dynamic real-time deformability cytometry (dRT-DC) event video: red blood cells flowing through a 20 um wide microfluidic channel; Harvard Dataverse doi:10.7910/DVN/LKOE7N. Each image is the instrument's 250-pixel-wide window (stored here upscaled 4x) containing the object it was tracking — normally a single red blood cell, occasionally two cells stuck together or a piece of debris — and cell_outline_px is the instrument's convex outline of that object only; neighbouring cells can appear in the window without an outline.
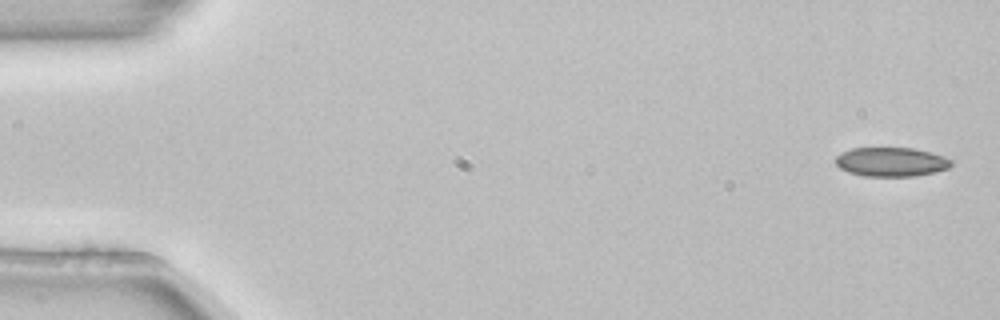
{"species": "common noctule bat (a hibernating species)", "species_latin": "Nyctalus noctula", "temperature_condition": "room temperature", "stored_images_in_passage": 4, "camera_frame_rate_fps": 3000, "um_per_image_px": 0.085, "animal": {"sex": "female", "body_mass_g": 22.7, "forearm_length_mm": 54.2}, "frame": {"image": 1, "passage_image": 1, "time_ms": 0.0, "image_size_px": [1000, 320], "cell_outline_px": [[952, 164], [948, 168], [936, 172], [916, 176], [864, 176], [848, 172], [840, 168], [836, 164], [836, 156], [852, 148], [916, 148], [944, 156], [952, 160]], "centroid_in_image_um": [75.78, 13.76], "position_along_channel_um": 9.2, "area_um2": 19.65}}
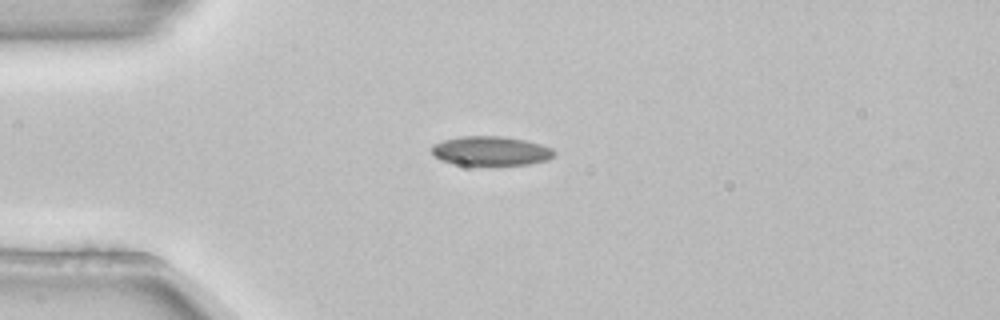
{"frame": {"image": 2, "passage_image": 3, "time_ms": 0.667, "image_size_px": [1000, 320], "cell_outline_px": [[556, 152], [548, 160], [528, 164], [460, 164], [440, 160], [432, 152], [432, 144], [444, 140], [460, 136], [504, 136], [524, 140], [540, 144], [552, 148]], "centroid_in_image_um": [41.73, 12.81], "position_along_channel_um": 43.3, "area_um2": 20.58}}